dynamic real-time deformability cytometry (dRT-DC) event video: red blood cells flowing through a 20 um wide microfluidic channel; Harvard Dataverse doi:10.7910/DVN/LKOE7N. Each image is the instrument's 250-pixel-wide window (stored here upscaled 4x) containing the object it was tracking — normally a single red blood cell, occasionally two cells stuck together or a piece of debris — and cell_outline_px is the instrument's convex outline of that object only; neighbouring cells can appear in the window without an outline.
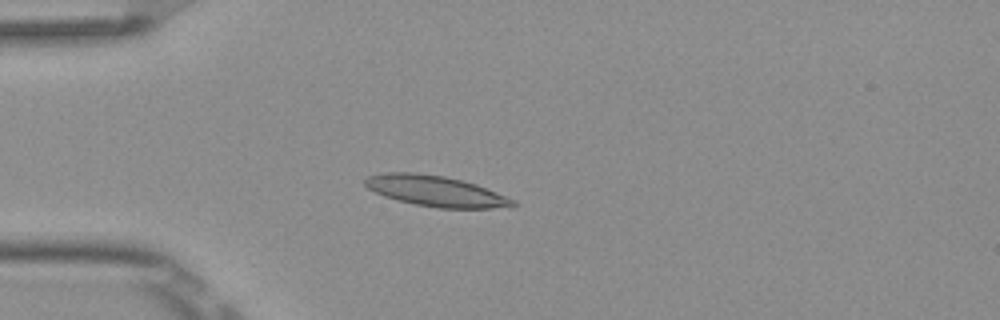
{"species": "Egyptian fruit bat (a non-hibernating species)", "species_latin": "Rousettus aegyptiacus", "temperature_condition": "room temperature", "stored_images_in_passage": 4, "camera_frame_rate_fps": 3000, "um_per_image_px": 0.085, "frame": {"image": 1, "passage_image": 4, "time_ms": 1.0, "image_size_px": [1000, 320], "cell_outline_px": [[516, 204], [512, 208], [436, 208], [396, 200], [384, 196], [368, 188], [364, 184], [364, 180], [368, 176], [384, 172], [416, 172], [444, 176], [476, 184], [516, 200]], "centroid_in_image_um": [37.05, 16.24], "position_along_channel_um": 47.9, "area_um2": 26.53}}